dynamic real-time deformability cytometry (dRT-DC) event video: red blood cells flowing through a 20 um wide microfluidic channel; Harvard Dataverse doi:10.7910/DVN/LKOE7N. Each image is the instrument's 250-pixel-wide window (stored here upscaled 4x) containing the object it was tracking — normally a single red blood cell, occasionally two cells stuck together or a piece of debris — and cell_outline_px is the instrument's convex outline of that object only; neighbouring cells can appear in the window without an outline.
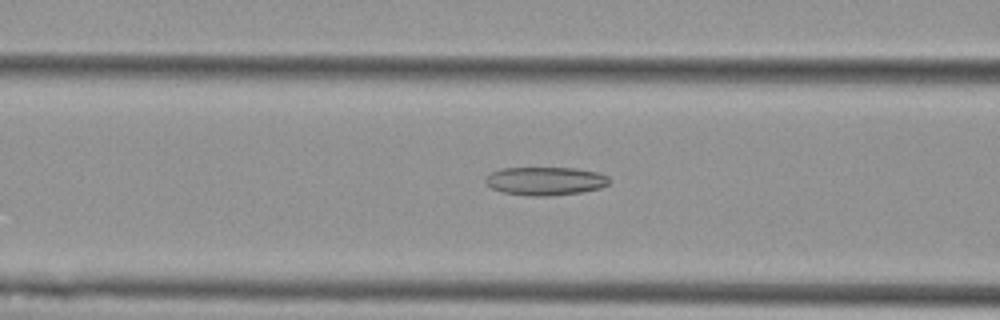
{"species": "Egyptian fruit bat (a non-hibernating species)", "species_latin": "Rousettus aegyptiacus", "temperature_condition": "cold", "stored_images_in_passage": 54, "camera_frame_rate_fps": 3000, "um_per_image_px": 0.085, "animal": {"sex": "female"}, "frame": {"image": 1, "passage_image": 21, "time_ms": 6.667, "image_size_px": [1000, 320], "cell_outline_px": [[612, 180], [608, 184], [600, 188], [580, 192], [552, 196], [528, 196], [500, 192], [492, 188], [484, 180], [492, 172], [500, 168], [576, 168], [596, 172], [608, 176]], "centroid_in_image_um": [46.36, 15.39], "position_along_channel_um": 120.2, "area_um2": 20.52}}
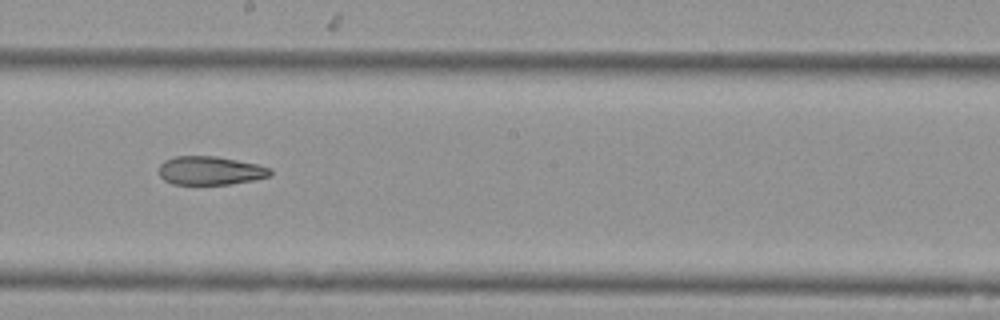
{"frame": {"image": 2, "passage_image": 30, "time_ms": 9.667, "image_size_px": [1000, 320], "cell_outline_px": [[272, 176], [232, 184], [172, 184], [164, 180], [160, 176], [160, 164], [164, 160], [176, 156], [216, 156], [256, 164], [272, 168]], "centroid_in_image_um": [17.89, 14.5], "position_along_channel_um": 230.3, "area_um2": 18.55}}
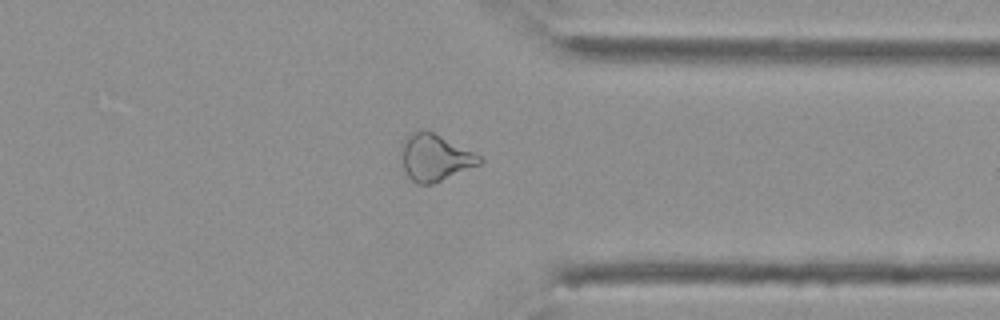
{"frame": {"image": 3, "passage_image": 42, "time_ms": 13.667, "image_size_px": [1000, 320], "cell_outline_px": [[484, 160], [480, 164], [432, 184], [416, 184], [404, 172], [400, 160], [400, 148], [404, 140], [412, 132], [420, 128], [424, 128], [480, 156]], "centroid_in_image_um": [36.89, 13.39], "position_along_channel_um": 374.5, "area_um2": 21.27}, "authors_computed_cell_mechanics": {"area_um2": 23.1778, "velocity_mm_per_s": 3.678, "shape_relaxation_time_tau1_ms": null, "shape_relaxation_time_tau2_ms": 6.1235, "deformation_change_tau1": null, "deformation_change_tau2": 0.1513}}